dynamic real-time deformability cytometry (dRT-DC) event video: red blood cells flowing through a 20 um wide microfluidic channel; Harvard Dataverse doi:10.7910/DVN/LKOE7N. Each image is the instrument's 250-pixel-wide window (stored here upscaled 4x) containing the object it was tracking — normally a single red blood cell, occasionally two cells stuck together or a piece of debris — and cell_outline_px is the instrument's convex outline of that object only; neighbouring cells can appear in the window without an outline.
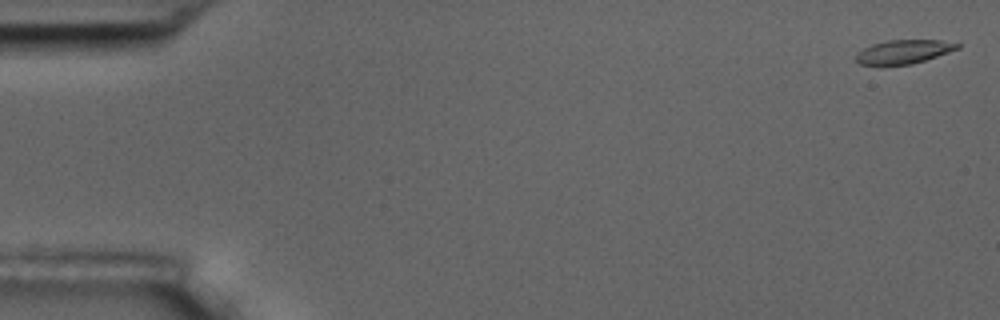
{"species": "common noctule bat (a hibernating species)", "species_latin": "Nyctalus noctula", "temperature_condition": "room temperature", "stored_images_in_passage": 9, "camera_frame_rate_fps": 3000, "um_per_image_px": 0.085, "animal": {"sex": "male", "body_mass_g": 17.5, "forearm_length_mm": 52.3}, "frame": {"image": 1, "passage_image": 1, "time_ms": 0.0, "image_size_px": [1000, 320], "cell_outline_px": [[960, 48], [912, 64], [880, 68], [860, 64], [856, 60], [856, 52], [872, 44], [888, 40], [940, 40], [960, 44]], "centroid_in_image_um": [76.72, 4.44], "position_along_channel_um": 8.3, "area_um2": 14.51}}
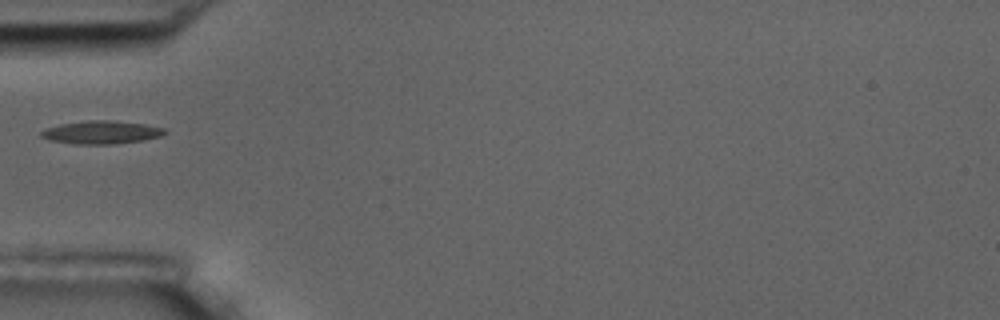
{"frame": {"image": 2, "passage_image": 6, "time_ms": 6.0, "image_size_px": [1000, 320], "cell_outline_px": [[168, 132], [160, 136], [144, 140], [112, 144], [72, 144], [48, 140], [40, 136], [40, 132], [44, 128], [60, 124], [88, 120], [116, 120], [144, 124], [164, 128]], "centroid_in_image_um": [8.58, 11.24], "position_along_channel_um": 76.4, "area_um2": 16.82}}
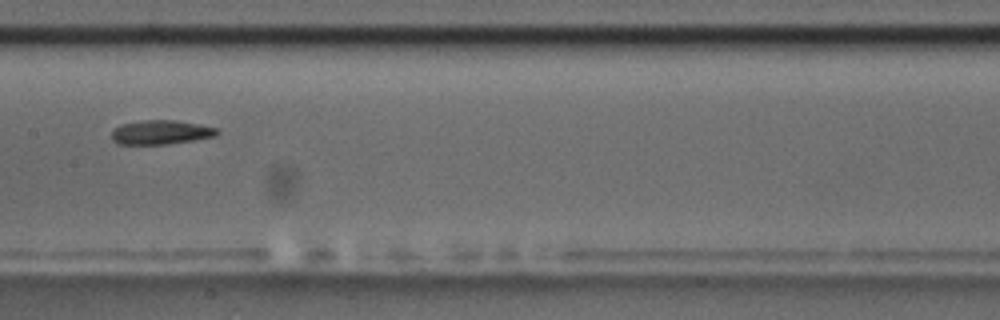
{"frame": {"image": 3, "passage_image": 9, "time_ms": 9.333, "image_size_px": [1000, 320], "cell_outline_px": [[220, 132], [216, 136], [168, 144], [116, 144], [112, 140], [112, 132], [120, 124], [144, 120], [176, 120], [200, 124], [220, 128]], "centroid_in_image_um": [13.71, 11.24], "position_along_channel_um": 193.7, "area_um2": 14.97}}